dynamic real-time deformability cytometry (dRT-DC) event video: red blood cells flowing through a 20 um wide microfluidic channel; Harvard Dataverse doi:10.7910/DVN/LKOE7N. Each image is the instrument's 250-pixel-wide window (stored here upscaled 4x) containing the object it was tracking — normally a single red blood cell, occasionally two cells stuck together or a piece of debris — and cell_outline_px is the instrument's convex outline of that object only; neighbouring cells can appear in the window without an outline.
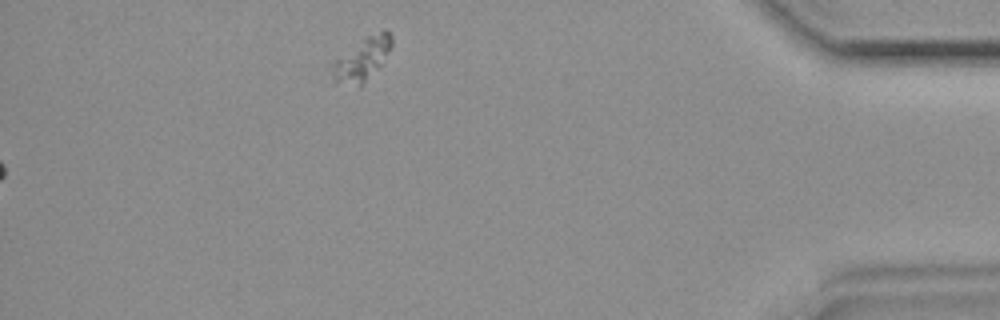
{"species": "common noctule bat (a hibernating species)", "species_latin": "Nyctalus noctula", "temperature_condition": "room temperature", "stored_images_in_passage": 48, "segment_of_instrument_passage": [2, 2], "camera_frame_rate_fps": 3000, "um_per_image_px": 0.085, "animal": {"sex": "female", "body_mass_g": 19.9}, "frame": {"image": 1, "passage_image": 48, "time_ms": 15.667, "image_size_px": [1000, 320], "cell_outline_px": [[392, 44], [380, 64], [360, 84], [332, 84], [332, 60], [364, 36], [384, 28], [392, 36]], "centroid_in_image_um": [30.7, 4.96], "position_along_channel_um": 404.5, "area_um2": 14.8}}